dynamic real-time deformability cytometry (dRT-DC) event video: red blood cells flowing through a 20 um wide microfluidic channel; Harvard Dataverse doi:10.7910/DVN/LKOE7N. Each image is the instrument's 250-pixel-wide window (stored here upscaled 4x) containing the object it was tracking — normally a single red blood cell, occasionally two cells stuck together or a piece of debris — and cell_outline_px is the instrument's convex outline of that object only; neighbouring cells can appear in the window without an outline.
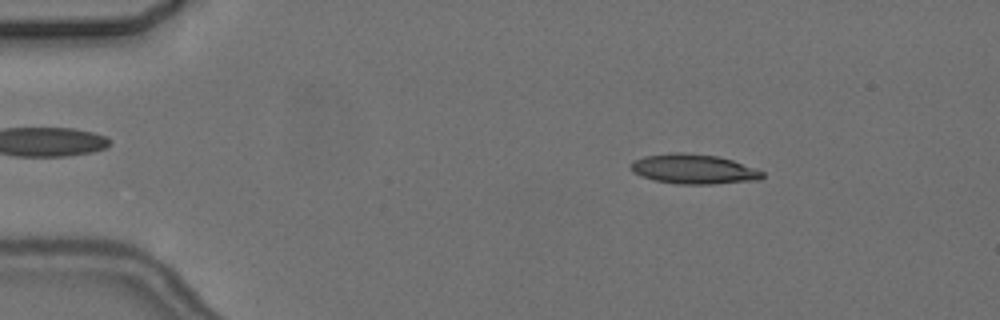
{"species": "common noctule bat (a hibernating species)", "species_latin": "Nyctalus noctula", "temperature_condition": "cold", "stored_images_in_passage": 6, "camera_frame_rate_fps": 3000, "um_per_image_px": 0.085, "animal": {"sex": "female", "body_mass_g": 24.6, "forearm_length_mm": 56.2}, "frame": {"image": 1, "passage_image": 3, "time_ms": 2.333, "image_size_px": [1000, 320], "cell_outline_px": [[764, 176], [760, 180], [712, 184], [676, 184], [656, 180], [640, 176], [632, 172], [628, 168], [628, 164], [632, 160], [644, 156], [668, 152], [680, 152], [716, 156], [732, 160], [764, 172]], "centroid_in_image_um": [58.88, 14.37], "position_along_channel_um": 26.1, "area_um2": 23.0}}
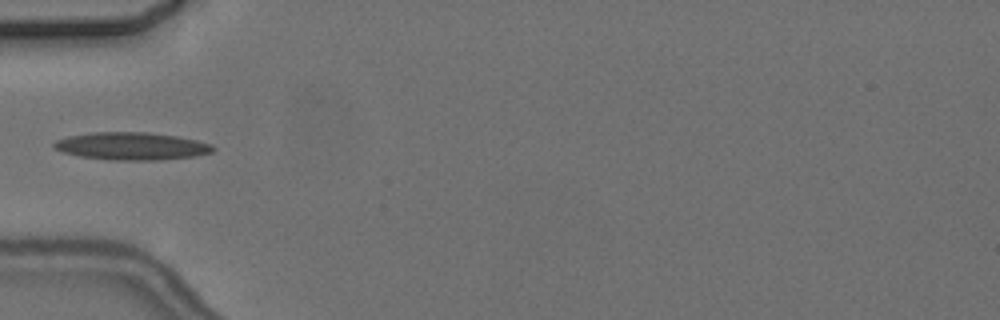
{"frame": {"image": 2, "passage_image": 6, "time_ms": 5.667, "image_size_px": [1000, 320], "cell_outline_px": [[216, 148], [212, 152], [196, 156], [160, 160], [108, 160], [80, 156], [64, 152], [52, 148], [52, 144], [56, 140], [68, 136], [92, 132], [148, 132], [176, 136], [196, 140], [212, 144]], "centroid_in_image_um": [11.18, 12.42], "position_along_channel_um": 73.8, "area_um2": 25.72}}